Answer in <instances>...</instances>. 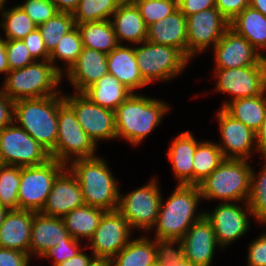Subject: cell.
Returning a JSON list of instances; mask_svg holds the SVG:
<instances>
[{
	"instance_id": "836d02e7",
	"label": "cell",
	"mask_w": 266,
	"mask_h": 266,
	"mask_svg": "<svg viewBox=\"0 0 266 266\" xmlns=\"http://www.w3.org/2000/svg\"><path fill=\"white\" fill-rule=\"evenodd\" d=\"M224 159L219 144L200 142L193 156V185L201 183Z\"/></svg>"
},
{
	"instance_id": "2e32d148",
	"label": "cell",
	"mask_w": 266,
	"mask_h": 266,
	"mask_svg": "<svg viewBox=\"0 0 266 266\" xmlns=\"http://www.w3.org/2000/svg\"><path fill=\"white\" fill-rule=\"evenodd\" d=\"M215 69H228L266 64V56L230 27L214 46Z\"/></svg>"
},
{
	"instance_id": "9f6ffc18",
	"label": "cell",
	"mask_w": 266,
	"mask_h": 266,
	"mask_svg": "<svg viewBox=\"0 0 266 266\" xmlns=\"http://www.w3.org/2000/svg\"><path fill=\"white\" fill-rule=\"evenodd\" d=\"M9 71L6 55V39L0 37V73H8Z\"/></svg>"
},
{
	"instance_id": "e575fe53",
	"label": "cell",
	"mask_w": 266,
	"mask_h": 266,
	"mask_svg": "<svg viewBox=\"0 0 266 266\" xmlns=\"http://www.w3.org/2000/svg\"><path fill=\"white\" fill-rule=\"evenodd\" d=\"M122 2L123 0H80L72 16L76 24L110 20Z\"/></svg>"
},
{
	"instance_id": "7c38bea8",
	"label": "cell",
	"mask_w": 266,
	"mask_h": 266,
	"mask_svg": "<svg viewBox=\"0 0 266 266\" xmlns=\"http://www.w3.org/2000/svg\"><path fill=\"white\" fill-rule=\"evenodd\" d=\"M132 229L129 220L118 210L106 211L89 240L92 255L98 261H110L129 243Z\"/></svg>"
},
{
	"instance_id": "74e56055",
	"label": "cell",
	"mask_w": 266,
	"mask_h": 266,
	"mask_svg": "<svg viewBox=\"0 0 266 266\" xmlns=\"http://www.w3.org/2000/svg\"><path fill=\"white\" fill-rule=\"evenodd\" d=\"M21 167L0 164V205L9 210L18 209Z\"/></svg>"
},
{
	"instance_id": "f5cc1de1",
	"label": "cell",
	"mask_w": 266,
	"mask_h": 266,
	"mask_svg": "<svg viewBox=\"0 0 266 266\" xmlns=\"http://www.w3.org/2000/svg\"><path fill=\"white\" fill-rule=\"evenodd\" d=\"M98 260L93 256L82 253L80 250L74 257L56 265V266H93Z\"/></svg>"
},
{
	"instance_id": "6125c7cd",
	"label": "cell",
	"mask_w": 266,
	"mask_h": 266,
	"mask_svg": "<svg viewBox=\"0 0 266 266\" xmlns=\"http://www.w3.org/2000/svg\"><path fill=\"white\" fill-rule=\"evenodd\" d=\"M6 2V0H0V11L2 10V9H4V6H5V3Z\"/></svg>"
},
{
	"instance_id": "1f68e13d",
	"label": "cell",
	"mask_w": 266,
	"mask_h": 266,
	"mask_svg": "<svg viewBox=\"0 0 266 266\" xmlns=\"http://www.w3.org/2000/svg\"><path fill=\"white\" fill-rule=\"evenodd\" d=\"M105 212L103 209L84 204L64 215L62 219L70 236L76 240L82 237L90 240Z\"/></svg>"
},
{
	"instance_id": "8d00e7d4",
	"label": "cell",
	"mask_w": 266,
	"mask_h": 266,
	"mask_svg": "<svg viewBox=\"0 0 266 266\" xmlns=\"http://www.w3.org/2000/svg\"><path fill=\"white\" fill-rule=\"evenodd\" d=\"M76 26L72 13L57 12L51 19L38 25L45 47L51 53L63 35Z\"/></svg>"
},
{
	"instance_id": "db71d44e",
	"label": "cell",
	"mask_w": 266,
	"mask_h": 266,
	"mask_svg": "<svg viewBox=\"0 0 266 266\" xmlns=\"http://www.w3.org/2000/svg\"><path fill=\"white\" fill-rule=\"evenodd\" d=\"M256 148L262 154L263 159L266 158V115L261 127L255 132Z\"/></svg>"
},
{
	"instance_id": "f546056e",
	"label": "cell",
	"mask_w": 266,
	"mask_h": 266,
	"mask_svg": "<svg viewBox=\"0 0 266 266\" xmlns=\"http://www.w3.org/2000/svg\"><path fill=\"white\" fill-rule=\"evenodd\" d=\"M266 91L258 96L239 98L224 102L223 108L235 119L254 132L262 125L266 115Z\"/></svg>"
},
{
	"instance_id": "f35d334b",
	"label": "cell",
	"mask_w": 266,
	"mask_h": 266,
	"mask_svg": "<svg viewBox=\"0 0 266 266\" xmlns=\"http://www.w3.org/2000/svg\"><path fill=\"white\" fill-rule=\"evenodd\" d=\"M246 205L245 209L249 215L259 222L266 221V163L260 175H256L253 169L251 171L250 195Z\"/></svg>"
},
{
	"instance_id": "d6a6232c",
	"label": "cell",
	"mask_w": 266,
	"mask_h": 266,
	"mask_svg": "<svg viewBox=\"0 0 266 266\" xmlns=\"http://www.w3.org/2000/svg\"><path fill=\"white\" fill-rule=\"evenodd\" d=\"M80 31L83 47L109 54L119 44L110 20L76 24Z\"/></svg>"
},
{
	"instance_id": "4dcf8cb0",
	"label": "cell",
	"mask_w": 266,
	"mask_h": 266,
	"mask_svg": "<svg viewBox=\"0 0 266 266\" xmlns=\"http://www.w3.org/2000/svg\"><path fill=\"white\" fill-rule=\"evenodd\" d=\"M109 262L111 266H156V239L143 236L131 240Z\"/></svg>"
},
{
	"instance_id": "484cf974",
	"label": "cell",
	"mask_w": 266,
	"mask_h": 266,
	"mask_svg": "<svg viewBox=\"0 0 266 266\" xmlns=\"http://www.w3.org/2000/svg\"><path fill=\"white\" fill-rule=\"evenodd\" d=\"M111 20L118 44L121 40L140 44L147 40V26L132 1H123Z\"/></svg>"
},
{
	"instance_id": "4fadbf2b",
	"label": "cell",
	"mask_w": 266,
	"mask_h": 266,
	"mask_svg": "<svg viewBox=\"0 0 266 266\" xmlns=\"http://www.w3.org/2000/svg\"><path fill=\"white\" fill-rule=\"evenodd\" d=\"M65 96L64 101L74 110L82 129L97 145L99 140L117 138L115 111L90 101L82 93Z\"/></svg>"
},
{
	"instance_id": "83f0119b",
	"label": "cell",
	"mask_w": 266,
	"mask_h": 266,
	"mask_svg": "<svg viewBox=\"0 0 266 266\" xmlns=\"http://www.w3.org/2000/svg\"><path fill=\"white\" fill-rule=\"evenodd\" d=\"M82 94L97 105L115 111L132 92L116 77L107 74L93 85L86 88Z\"/></svg>"
},
{
	"instance_id": "5b68a950",
	"label": "cell",
	"mask_w": 266,
	"mask_h": 266,
	"mask_svg": "<svg viewBox=\"0 0 266 266\" xmlns=\"http://www.w3.org/2000/svg\"><path fill=\"white\" fill-rule=\"evenodd\" d=\"M62 71L49 60H36L23 68L10 70L0 90L13 101L53 96L59 94L56 87L64 75Z\"/></svg>"
},
{
	"instance_id": "d6986e66",
	"label": "cell",
	"mask_w": 266,
	"mask_h": 266,
	"mask_svg": "<svg viewBox=\"0 0 266 266\" xmlns=\"http://www.w3.org/2000/svg\"><path fill=\"white\" fill-rule=\"evenodd\" d=\"M248 214L235 205L223 202L213 211L204 212V216L211 223L218 244L223 248L227 244L239 239L249 229Z\"/></svg>"
},
{
	"instance_id": "cb8c5ba5",
	"label": "cell",
	"mask_w": 266,
	"mask_h": 266,
	"mask_svg": "<svg viewBox=\"0 0 266 266\" xmlns=\"http://www.w3.org/2000/svg\"><path fill=\"white\" fill-rule=\"evenodd\" d=\"M34 211L9 210L0 227V247L19 250L29 255Z\"/></svg>"
},
{
	"instance_id": "f907efd6",
	"label": "cell",
	"mask_w": 266,
	"mask_h": 266,
	"mask_svg": "<svg viewBox=\"0 0 266 266\" xmlns=\"http://www.w3.org/2000/svg\"><path fill=\"white\" fill-rule=\"evenodd\" d=\"M178 10L185 16L216 7L215 0H177Z\"/></svg>"
},
{
	"instance_id": "bcb514c9",
	"label": "cell",
	"mask_w": 266,
	"mask_h": 266,
	"mask_svg": "<svg viewBox=\"0 0 266 266\" xmlns=\"http://www.w3.org/2000/svg\"><path fill=\"white\" fill-rule=\"evenodd\" d=\"M22 40L26 44L31 57L35 61L39 58H41V61L49 60L50 53L45 47L44 39L42 38L41 32L38 28L29 33Z\"/></svg>"
},
{
	"instance_id": "277c9868",
	"label": "cell",
	"mask_w": 266,
	"mask_h": 266,
	"mask_svg": "<svg viewBox=\"0 0 266 266\" xmlns=\"http://www.w3.org/2000/svg\"><path fill=\"white\" fill-rule=\"evenodd\" d=\"M169 110L164 102L132 93L115 110L117 138L136 145L161 123Z\"/></svg>"
},
{
	"instance_id": "30bf717a",
	"label": "cell",
	"mask_w": 266,
	"mask_h": 266,
	"mask_svg": "<svg viewBox=\"0 0 266 266\" xmlns=\"http://www.w3.org/2000/svg\"><path fill=\"white\" fill-rule=\"evenodd\" d=\"M50 159V152L15 122L0 131V164L27 167Z\"/></svg>"
},
{
	"instance_id": "9c48e42d",
	"label": "cell",
	"mask_w": 266,
	"mask_h": 266,
	"mask_svg": "<svg viewBox=\"0 0 266 266\" xmlns=\"http://www.w3.org/2000/svg\"><path fill=\"white\" fill-rule=\"evenodd\" d=\"M140 44L141 47H135V57L140 74L147 84L154 80L172 79L182 73L189 61L174 47L154 44L147 40Z\"/></svg>"
},
{
	"instance_id": "94428289",
	"label": "cell",
	"mask_w": 266,
	"mask_h": 266,
	"mask_svg": "<svg viewBox=\"0 0 266 266\" xmlns=\"http://www.w3.org/2000/svg\"><path fill=\"white\" fill-rule=\"evenodd\" d=\"M93 266H111L109 261H97Z\"/></svg>"
},
{
	"instance_id": "5bb4252c",
	"label": "cell",
	"mask_w": 266,
	"mask_h": 266,
	"mask_svg": "<svg viewBox=\"0 0 266 266\" xmlns=\"http://www.w3.org/2000/svg\"><path fill=\"white\" fill-rule=\"evenodd\" d=\"M186 20L188 60L204 51L210 43L215 46L229 28V21L216 7L187 16Z\"/></svg>"
},
{
	"instance_id": "4316f807",
	"label": "cell",
	"mask_w": 266,
	"mask_h": 266,
	"mask_svg": "<svg viewBox=\"0 0 266 266\" xmlns=\"http://www.w3.org/2000/svg\"><path fill=\"white\" fill-rule=\"evenodd\" d=\"M199 143L186 131L178 135L168 149V159L179 184L193 185V156Z\"/></svg>"
},
{
	"instance_id": "816d5d0a",
	"label": "cell",
	"mask_w": 266,
	"mask_h": 266,
	"mask_svg": "<svg viewBox=\"0 0 266 266\" xmlns=\"http://www.w3.org/2000/svg\"><path fill=\"white\" fill-rule=\"evenodd\" d=\"M14 123V101L0 90V131Z\"/></svg>"
},
{
	"instance_id": "c3c4849f",
	"label": "cell",
	"mask_w": 266,
	"mask_h": 266,
	"mask_svg": "<svg viewBox=\"0 0 266 266\" xmlns=\"http://www.w3.org/2000/svg\"><path fill=\"white\" fill-rule=\"evenodd\" d=\"M215 2L216 8L229 22L249 6V0H215Z\"/></svg>"
},
{
	"instance_id": "b9f144b4",
	"label": "cell",
	"mask_w": 266,
	"mask_h": 266,
	"mask_svg": "<svg viewBox=\"0 0 266 266\" xmlns=\"http://www.w3.org/2000/svg\"><path fill=\"white\" fill-rule=\"evenodd\" d=\"M176 244L178 245L177 249L173 247ZM156 250V266H174L184 257L181 240L156 239Z\"/></svg>"
},
{
	"instance_id": "d4e9b609",
	"label": "cell",
	"mask_w": 266,
	"mask_h": 266,
	"mask_svg": "<svg viewBox=\"0 0 266 266\" xmlns=\"http://www.w3.org/2000/svg\"><path fill=\"white\" fill-rule=\"evenodd\" d=\"M108 74L116 77L132 93L147 85L143 80L135 57V48L119 44L107 54Z\"/></svg>"
},
{
	"instance_id": "6f0895ef",
	"label": "cell",
	"mask_w": 266,
	"mask_h": 266,
	"mask_svg": "<svg viewBox=\"0 0 266 266\" xmlns=\"http://www.w3.org/2000/svg\"><path fill=\"white\" fill-rule=\"evenodd\" d=\"M249 6L266 16V0H249Z\"/></svg>"
},
{
	"instance_id": "8fae6325",
	"label": "cell",
	"mask_w": 266,
	"mask_h": 266,
	"mask_svg": "<svg viewBox=\"0 0 266 266\" xmlns=\"http://www.w3.org/2000/svg\"><path fill=\"white\" fill-rule=\"evenodd\" d=\"M151 180L148 184L126 195H119L117 210L130 222L132 228L150 230L155 228L163 198L159 192L158 182Z\"/></svg>"
},
{
	"instance_id": "680465c9",
	"label": "cell",
	"mask_w": 266,
	"mask_h": 266,
	"mask_svg": "<svg viewBox=\"0 0 266 266\" xmlns=\"http://www.w3.org/2000/svg\"><path fill=\"white\" fill-rule=\"evenodd\" d=\"M8 212H9L8 208L0 205V227L3 224L4 219H5Z\"/></svg>"
},
{
	"instance_id": "8992f818",
	"label": "cell",
	"mask_w": 266,
	"mask_h": 266,
	"mask_svg": "<svg viewBox=\"0 0 266 266\" xmlns=\"http://www.w3.org/2000/svg\"><path fill=\"white\" fill-rule=\"evenodd\" d=\"M246 159L225 158L208 177L198 184L202 199L222 202L245 200L250 195L252 167Z\"/></svg>"
},
{
	"instance_id": "f1b7e54d",
	"label": "cell",
	"mask_w": 266,
	"mask_h": 266,
	"mask_svg": "<svg viewBox=\"0 0 266 266\" xmlns=\"http://www.w3.org/2000/svg\"><path fill=\"white\" fill-rule=\"evenodd\" d=\"M229 27L247 39L257 51L266 48V16L260 11L251 6L244 8L229 22Z\"/></svg>"
},
{
	"instance_id": "7a4b0ae2",
	"label": "cell",
	"mask_w": 266,
	"mask_h": 266,
	"mask_svg": "<svg viewBox=\"0 0 266 266\" xmlns=\"http://www.w3.org/2000/svg\"><path fill=\"white\" fill-rule=\"evenodd\" d=\"M201 198L198 185L178 184L165 204L161 201L155 239L181 240L191 225L204 216V212L194 215Z\"/></svg>"
},
{
	"instance_id": "e0dca14e",
	"label": "cell",
	"mask_w": 266,
	"mask_h": 266,
	"mask_svg": "<svg viewBox=\"0 0 266 266\" xmlns=\"http://www.w3.org/2000/svg\"><path fill=\"white\" fill-rule=\"evenodd\" d=\"M217 116L223 141L219 147L224 158L250 159L251 150H257L256 147L252 148V143L256 141L255 132L232 117L223 107Z\"/></svg>"
},
{
	"instance_id": "3957f363",
	"label": "cell",
	"mask_w": 266,
	"mask_h": 266,
	"mask_svg": "<svg viewBox=\"0 0 266 266\" xmlns=\"http://www.w3.org/2000/svg\"><path fill=\"white\" fill-rule=\"evenodd\" d=\"M64 102L60 94L14 101V122L51 152L57 141L58 108Z\"/></svg>"
},
{
	"instance_id": "9a60e30c",
	"label": "cell",
	"mask_w": 266,
	"mask_h": 266,
	"mask_svg": "<svg viewBox=\"0 0 266 266\" xmlns=\"http://www.w3.org/2000/svg\"><path fill=\"white\" fill-rule=\"evenodd\" d=\"M216 90L232 95V100L254 97L266 91V64L255 66L215 69Z\"/></svg>"
},
{
	"instance_id": "d590c367",
	"label": "cell",
	"mask_w": 266,
	"mask_h": 266,
	"mask_svg": "<svg viewBox=\"0 0 266 266\" xmlns=\"http://www.w3.org/2000/svg\"><path fill=\"white\" fill-rule=\"evenodd\" d=\"M3 27L6 40H19L26 37L29 33L38 28L36 23L26 14V12L16 5L9 10L2 9Z\"/></svg>"
},
{
	"instance_id": "7402d4cb",
	"label": "cell",
	"mask_w": 266,
	"mask_h": 266,
	"mask_svg": "<svg viewBox=\"0 0 266 266\" xmlns=\"http://www.w3.org/2000/svg\"><path fill=\"white\" fill-rule=\"evenodd\" d=\"M64 239H75L68 234L62 217L46 216L34 212L31 226L29 256H42L46 250L64 242Z\"/></svg>"
},
{
	"instance_id": "6da1fadb",
	"label": "cell",
	"mask_w": 266,
	"mask_h": 266,
	"mask_svg": "<svg viewBox=\"0 0 266 266\" xmlns=\"http://www.w3.org/2000/svg\"><path fill=\"white\" fill-rule=\"evenodd\" d=\"M67 167L79 181L85 204L105 211L117 210L121 193L101 157L74 158Z\"/></svg>"
},
{
	"instance_id": "ba28073f",
	"label": "cell",
	"mask_w": 266,
	"mask_h": 266,
	"mask_svg": "<svg viewBox=\"0 0 266 266\" xmlns=\"http://www.w3.org/2000/svg\"><path fill=\"white\" fill-rule=\"evenodd\" d=\"M66 167L54 158L41 165L21 167L18 209L40 212L55 179Z\"/></svg>"
},
{
	"instance_id": "681fc988",
	"label": "cell",
	"mask_w": 266,
	"mask_h": 266,
	"mask_svg": "<svg viewBox=\"0 0 266 266\" xmlns=\"http://www.w3.org/2000/svg\"><path fill=\"white\" fill-rule=\"evenodd\" d=\"M30 256L19 250L0 247V266H26Z\"/></svg>"
},
{
	"instance_id": "91938a15",
	"label": "cell",
	"mask_w": 266,
	"mask_h": 266,
	"mask_svg": "<svg viewBox=\"0 0 266 266\" xmlns=\"http://www.w3.org/2000/svg\"><path fill=\"white\" fill-rule=\"evenodd\" d=\"M174 266H197L193 264L191 261L185 259L184 257L178 261Z\"/></svg>"
},
{
	"instance_id": "52a82bcc",
	"label": "cell",
	"mask_w": 266,
	"mask_h": 266,
	"mask_svg": "<svg viewBox=\"0 0 266 266\" xmlns=\"http://www.w3.org/2000/svg\"><path fill=\"white\" fill-rule=\"evenodd\" d=\"M57 120V141L50 152L51 158L68 165L73 156L76 159L95 157L97 145L82 129L74 110L66 102L58 108Z\"/></svg>"
},
{
	"instance_id": "ac0fdd59",
	"label": "cell",
	"mask_w": 266,
	"mask_h": 266,
	"mask_svg": "<svg viewBox=\"0 0 266 266\" xmlns=\"http://www.w3.org/2000/svg\"><path fill=\"white\" fill-rule=\"evenodd\" d=\"M84 204L79 181L66 167L55 179L40 213L46 216L63 217Z\"/></svg>"
},
{
	"instance_id": "7bdbcfd3",
	"label": "cell",
	"mask_w": 266,
	"mask_h": 266,
	"mask_svg": "<svg viewBox=\"0 0 266 266\" xmlns=\"http://www.w3.org/2000/svg\"><path fill=\"white\" fill-rule=\"evenodd\" d=\"M19 6L37 26L47 22L58 12L51 0H26Z\"/></svg>"
},
{
	"instance_id": "7dc6e473",
	"label": "cell",
	"mask_w": 266,
	"mask_h": 266,
	"mask_svg": "<svg viewBox=\"0 0 266 266\" xmlns=\"http://www.w3.org/2000/svg\"><path fill=\"white\" fill-rule=\"evenodd\" d=\"M247 259L248 266H266V233L250 244Z\"/></svg>"
},
{
	"instance_id": "ee69618b",
	"label": "cell",
	"mask_w": 266,
	"mask_h": 266,
	"mask_svg": "<svg viewBox=\"0 0 266 266\" xmlns=\"http://www.w3.org/2000/svg\"><path fill=\"white\" fill-rule=\"evenodd\" d=\"M6 55L9 70H16L35 62L22 39L6 40Z\"/></svg>"
},
{
	"instance_id": "60d3db41",
	"label": "cell",
	"mask_w": 266,
	"mask_h": 266,
	"mask_svg": "<svg viewBox=\"0 0 266 266\" xmlns=\"http://www.w3.org/2000/svg\"><path fill=\"white\" fill-rule=\"evenodd\" d=\"M139 9L146 26L172 14L177 7V0H132Z\"/></svg>"
},
{
	"instance_id": "ffe728a7",
	"label": "cell",
	"mask_w": 266,
	"mask_h": 266,
	"mask_svg": "<svg viewBox=\"0 0 266 266\" xmlns=\"http://www.w3.org/2000/svg\"><path fill=\"white\" fill-rule=\"evenodd\" d=\"M184 258L197 266H210L215 247H220L211 223L203 216L181 239Z\"/></svg>"
},
{
	"instance_id": "44dd1931",
	"label": "cell",
	"mask_w": 266,
	"mask_h": 266,
	"mask_svg": "<svg viewBox=\"0 0 266 266\" xmlns=\"http://www.w3.org/2000/svg\"><path fill=\"white\" fill-rule=\"evenodd\" d=\"M65 72L67 74L65 77L69 78L76 89L75 91L82 93L101 77L108 74L107 54L92 48L83 47L78 59Z\"/></svg>"
},
{
	"instance_id": "ab89813d",
	"label": "cell",
	"mask_w": 266,
	"mask_h": 266,
	"mask_svg": "<svg viewBox=\"0 0 266 266\" xmlns=\"http://www.w3.org/2000/svg\"><path fill=\"white\" fill-rule=\"evenodd\" d=\"M83 48L79 29L75 26L71 31L63 35L54 50L49 55V61L54 64L58 58L66 63V70L78 59Z\"/></svg>"
},
{
	"instance_id": "11a10c76",
	"label": "cell",
	"mask_w": 266,
	"mask_h": 266,
	"mask_svg": "<svg viewBox=\"0 0 266 266\" xmlns=\"http://www.w3.org/2000/svg\"><path fill=\"white\" fill-rule=\"evenodd\" d=\"M58 12L73 13L80 0H51Z\"/></svg>"
},
{
	"instance_id": "603a6c76",
	"label": "cell",
	"mask_w": 266,
	"mask_h": 266,
	"mask_svg": "<svg viewBox=\"0 0 266 266\" xmlns=\"http://www.w3.org/2000/svg\"><path fill=\"white\" fill-rule=\"evenodd\" d=\"M147 41L178 49L187 58V20L178 8L147 26Z\"/></svg>"
},
{
	"instance_id": "f6af8a7d",
	"label": "cell",
	"mask_w": 266,
	"mask_h": 266,
	"mask_svg": "<svg viewBox=\"0 0 266 266\" xmlns=\"http://www.w3.org/2000/svg\"><path fill=\"white\" fill-rule=\"evenodd\" d=\"M79 240L64 239V242L57 244L45 251L41 257H52L53 265L56 266L72 257H74L81 248Z\"/></svg>"
}]
</instances>
